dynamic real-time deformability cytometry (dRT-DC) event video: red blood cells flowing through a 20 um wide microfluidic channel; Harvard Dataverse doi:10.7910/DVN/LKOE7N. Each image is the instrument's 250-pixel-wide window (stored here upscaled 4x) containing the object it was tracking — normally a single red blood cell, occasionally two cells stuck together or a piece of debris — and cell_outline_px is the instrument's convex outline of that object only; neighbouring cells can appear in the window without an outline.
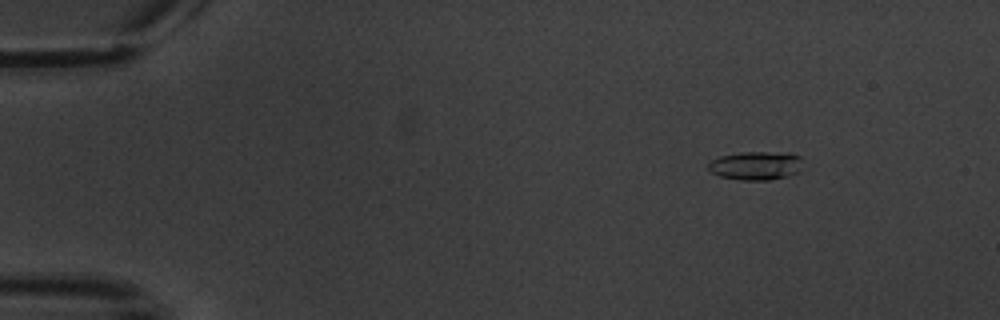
{"species": "common noctule bat (a hibernating species)", "species_latin": "Nyctalus noctula", "temperature_condition": "warm", "stored_images_in_passage": 4, "camera_frame_rate_fps": 3000, "um_per_image_px": 0.085, "animal": {"sex": "male", "body_mass_g": 20.1, "forearm_length_mm": 53.5}, "frame": {"image": 1, "passage_image": 1, "time_ms": 0.0, "image_size_px": [1000, 320], "cell_outline_px": [[800, 172], [788, 176], [768, 180], [740, 180], [720, 176], [712, 172], [708, 168], [708, 160], [720, 156], [744, 152], [792, 152], [800, 156]], "centroid_in_image_um": [64.25, 14.07], "position_along_channel_um": 20.7, "area_um2": 15.9}}
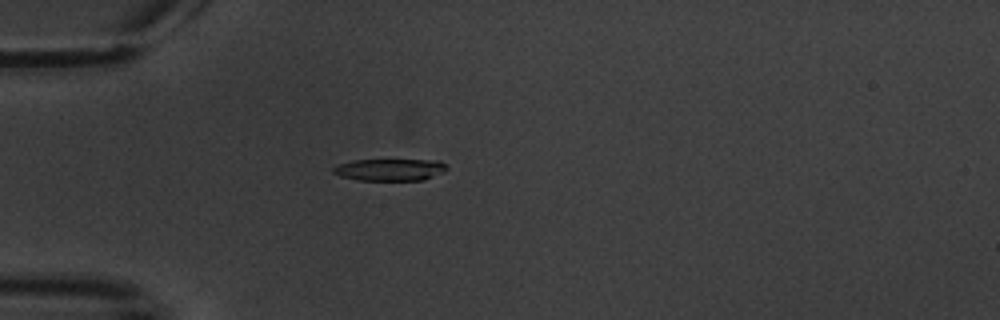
{"frame": {"image": 2, "passage_image": 4, "time_ms": 3.333, "image_size_px": [1000, 320], "cell_outline_px": [[448, 168], [444, 172], [424, 180], [360, 180], [340, 176], [332, 172], [332, 168], [340, 164], [352, 160], [440, 160]], "centroid_in_image_um": [33.16, 14.42], "position_along_channel_um": 51.8, "area_um2": 14.51}}